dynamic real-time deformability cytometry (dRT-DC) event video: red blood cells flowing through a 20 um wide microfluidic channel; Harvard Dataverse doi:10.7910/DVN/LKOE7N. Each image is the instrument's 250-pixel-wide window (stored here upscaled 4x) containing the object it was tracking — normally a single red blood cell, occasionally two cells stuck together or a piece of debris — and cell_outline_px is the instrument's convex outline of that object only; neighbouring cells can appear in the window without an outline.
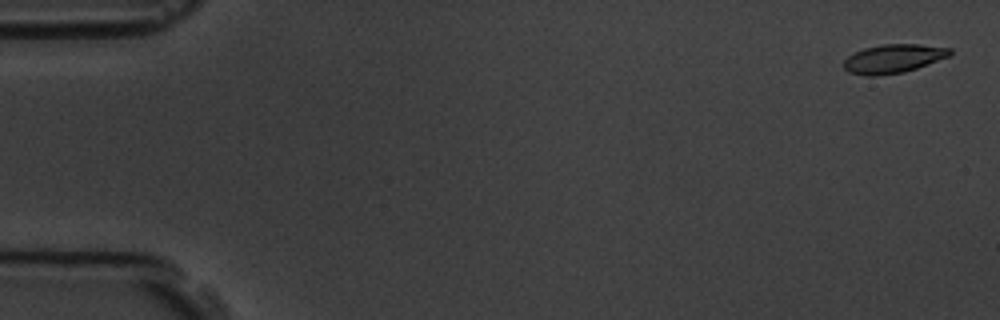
{"species": "common noctule bat (a hibernating species)", "species_latin": "Nyctalus noctula", "temperature_condition": "room temperature", "stored_images_in_passage": 5, "camera_frame_rate_fps": 3000, "um_per_image_px": 0.085, "animal": {"sex": "male", "body_mass_g": 19.5, "forearm_length_mm": 54.6}, "frame": {"image": 1, "passage_image": 1, "time_ms": 0.0, "image_size_px": [1000, 320], "cell_outline_px": [[952, 56], [904, 72], [876, 76], [868, 76], [848, 72], [840, 64], [848, 56], [864, 48], [884, 44], [916, 44], [952, 48]], "centroid_in_image_um": [75.93, 4.99], "position_along_channel_um": 9.1, "area_um2": 17.92}}